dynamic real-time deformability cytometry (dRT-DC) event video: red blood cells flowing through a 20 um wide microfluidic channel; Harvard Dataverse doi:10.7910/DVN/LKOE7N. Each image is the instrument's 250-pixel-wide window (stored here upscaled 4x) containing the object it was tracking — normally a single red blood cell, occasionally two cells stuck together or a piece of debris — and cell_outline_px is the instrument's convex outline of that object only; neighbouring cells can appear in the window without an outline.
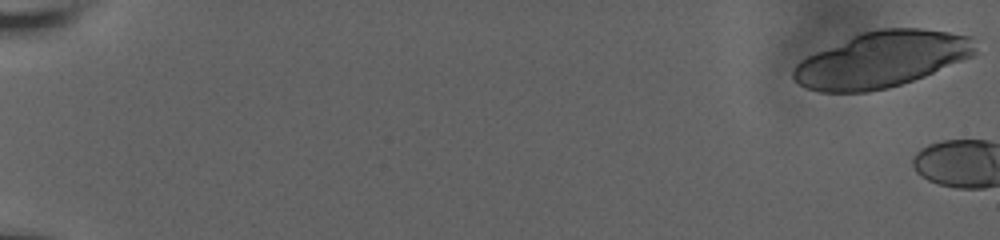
{"species": "human", "species_latin": "Homo sapiens", "temperature_condition": "room temperature", "stored_images_in_passage": 4, "camera_frame_rate_fps": 3000, "um_per_image_px": 0.085, "donor": {"sex": "male"}, "frame": {"image": 1, "passage_image": 1, "time_ms": 0.0, "image_size_px": [1000, 240], "cell_outline_px": [[976, 52], [972, 56], [924, 76], [888, 88], [868, 92], [820, 92], [808, 88], [800, 84], [792, 76], [792, 68], [800, 60], [816, 52], [860, 32], [880, 28], [920, 28], [948, 32], [972, 36], [976, 48]], "centroid_in_image_um": [74.93, 5.05], "position_along_channel_um": 10.1, "area_um2": 58.96}}